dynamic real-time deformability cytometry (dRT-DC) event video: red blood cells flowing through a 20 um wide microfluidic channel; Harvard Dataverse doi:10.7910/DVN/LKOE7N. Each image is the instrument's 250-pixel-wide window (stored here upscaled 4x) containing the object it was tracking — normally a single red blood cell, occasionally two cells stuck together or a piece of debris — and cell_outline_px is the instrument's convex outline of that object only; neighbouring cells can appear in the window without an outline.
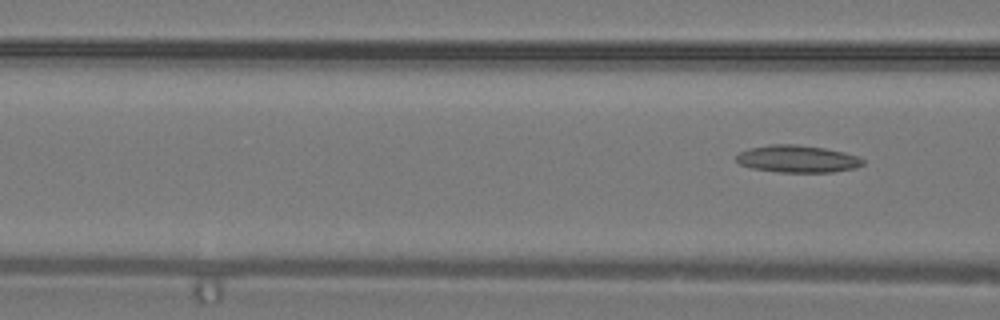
{"species": "common noctule bat (a hibernating species)", "species_latin": "Nyctalus noctula", "temperature_condition": "warm", "stored_images_in_passage": 3, "camera_frame_rate_fps": 3000, "um_per_image_px": 0.085, "animal": {"sex": "male", "body_mass_g": 19.2, "forearm_length_mm": 51.8}, "frame": {"image": 1, "passage_image": 3, "time_ms": 0.667, "image_size_px": [1000, 320], "cell_outline_px": [[864, 164], [856, 168], [832, 172], [780, 172], [752, 168], [740, 164], [736, 160], [736, 156], [740, 152], [748, 148], [768, 144], [796, 144], [824, 148], [844, 152], [860, 156], [864, 160]], "centroid_in_image_um": [67.8, 13.5], "position_along_channel_um": 98.8, "area_um2": 20.23}}